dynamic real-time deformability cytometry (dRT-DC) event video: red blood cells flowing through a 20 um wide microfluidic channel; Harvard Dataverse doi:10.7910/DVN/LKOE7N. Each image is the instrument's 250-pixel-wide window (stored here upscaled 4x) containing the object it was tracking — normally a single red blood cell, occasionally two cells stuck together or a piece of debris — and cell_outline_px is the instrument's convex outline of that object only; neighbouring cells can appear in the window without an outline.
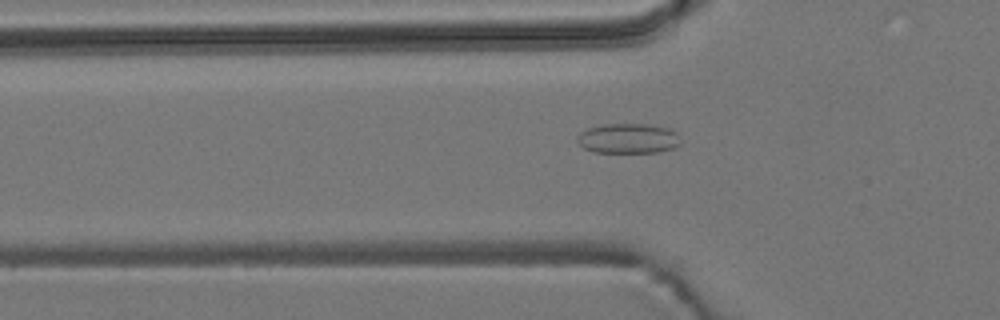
{"species": "common noctule bat (a hibernating species)", "species_latin": "Nyctalus noctula", "temperature_condition": "room temperature", "stored_images_in_passage": 45, "camera_frame_rate_fps": 3000, "um_per_image_px": 0.085, "animal": {"sex": "male", "body_mass_g": 19.2, "forearm_length_mm": 51.8}, "frame": {"image": 1, "passage_image": 8, "time_ms": 2.333, "image_size_px": [1000, 320], "cell_outline_px": [[680, 144], [676, 148], [656, 152], [592, 152], [584, 148], [576, 140], [576, 136], [580, 132], [588, 128], [600, 124], [648, 124], [668, 128], [676, 132]], "centroid_in_image_um": [53.37, 11.76], "position_along_channel_um": 72.4, "area_um2": 18.15}}
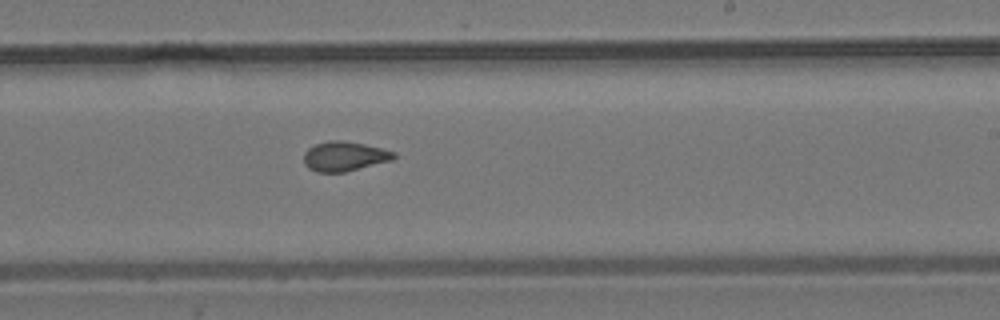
{"frame": {"image": 2, "passage_image": 23, "time_ms": 7.333, "image_size_px": [1000, 320], "cell_outline_px": [[396, 156], [392, 160], [344, 172], [316, 172], [308, 168], [304, 164], [304, 152], [308, 148], [316, 144], [328, 140], [340, 140], [364, 144], [396, 152]], "centroid_in_image_um": [29.25, 13.28], "position_along_channel_um": 259.7, "area_um2": 15.49}}
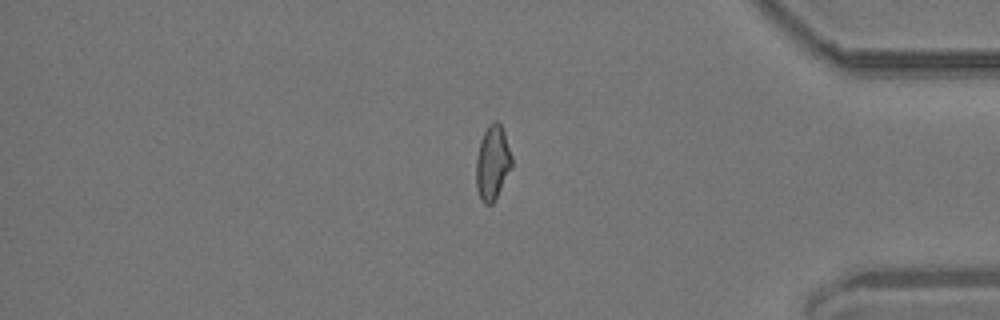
{"frame": {"image": 3, "passage_image": 36, "time_ms": 11.667, "image_size_px": [1000, 320], "cell_outline_px": [[512, 168], [496, 200], [492, 204], [484, 204], [480, 200], [476, 188], [476, 160], [480, 140], [488, 124], [492, 120], [496, 120], [500, 124], [504, 132], [512, 156]], "centroid_in_image_um": [41.87, 13.86], "position_along_channel_um": 393.3, "area_um2": 15.84}, "authors_computed_cell_mechanics": {"area_um2": 15.606, "velocity_mm_per_s": 3.7309, "shape_relaxation_time_tau1_ms": null, "shape_relaxation_time_tau2_ms": 1.7341, "deformation_change_tau1": null, "deformation_change_tau2": 0.0796}}